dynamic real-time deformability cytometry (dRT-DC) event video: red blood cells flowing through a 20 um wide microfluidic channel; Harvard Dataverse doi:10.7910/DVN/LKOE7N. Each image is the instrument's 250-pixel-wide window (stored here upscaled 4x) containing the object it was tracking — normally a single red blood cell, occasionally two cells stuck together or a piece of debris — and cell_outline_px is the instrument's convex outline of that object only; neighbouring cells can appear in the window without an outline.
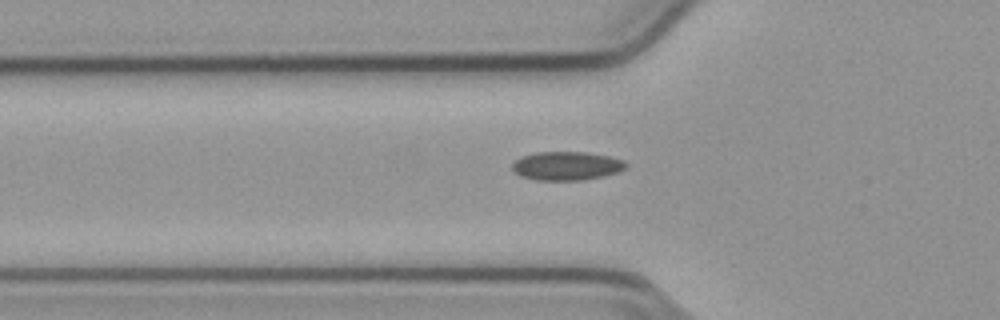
{"species": "common noctule bat (a hibernating species)", "species_latin": "Nyctalus noctula", "temperature_condition": "cold", "stored_images_in_passage": 38, "camera_frame_rate_fps": 3000, "um_per_image_px": 0.085, "animal": {"sex": "male", "body_mass_g": 23.1, "forearm_length_mm": 52.7}, "frame": {"image": 1, "passage_image": 2, "time_ms": 0.333, "image_size_px": [1000, 320], "cell_outline_px": [[628, 164], [624, 168], [616, 172], [604, 176], [580, 180], [536, 180], [520, 176], [512, 168], [512, 164], [516, 160], [524, 156], [536, 152], [588, 152], [608, 156], [624, 160]], "centroid_in_image_um": [48.17, 14.1], "position_along_channel_um": 77.6, "area_um2": 18.84}}
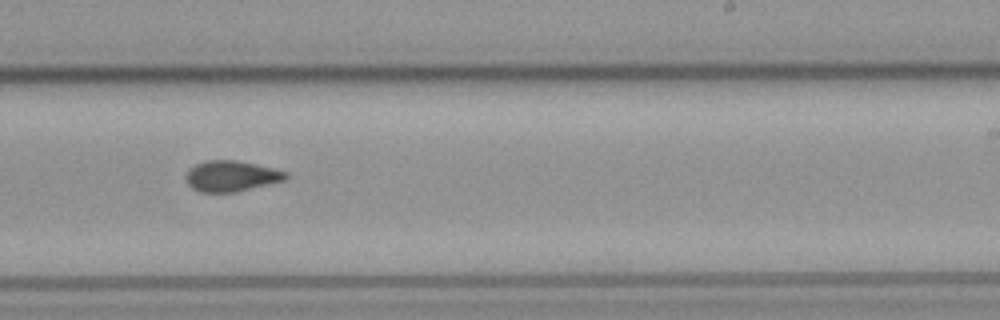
{"frame": {"image": 2, "passage_image": 17, "time_ms": 5.333, "image_size_px": [1000, 320], "cell_outline_px": [[288, 176], [284, 180], [236, 192], [200, 192], [192, 188], [188, 184], [188, 172], [196, 164], [204, 160], [236, 160], [256, 164], [288, 172]], "centroid_in_image_um": [19.68, 14.96], "position_along_channel_um": 269.3, "area_um2": 17.63}}
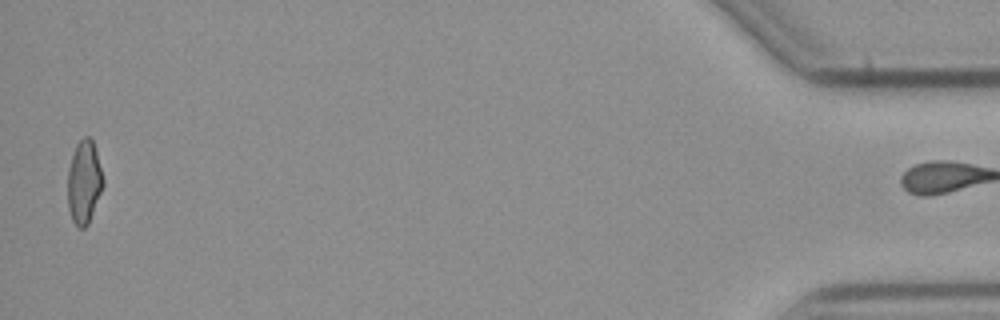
{"frame": {"image": 3, "passage_image": 37, "time_ms": 12.0, "image_size_px": [1000, 320], "cell_outline_px": [[104, 184], [88, 224], [84, 228], [80, 228], [72, 220], [68, 208], [68, 172], [72, 156], [76, 144], [84, 136], [88, 136], [92, 140], [96, 152], [104, 180]], "centroid_in_image_um": [7.14, 15.48], "position_along_channel_um": 428.1, "area_um2": 16.94}, "authors_computed_cell_mechanics": {"area_um2": 17.8313, "velocity_mm_per_s": 3.8112, "shape_relaxation_time_tau1_ms": null, "shape_relaxation_time_tau2_ms": 2.949, "deformation_change_tau1": null, "deformation_change_tau2": 0.0756}}